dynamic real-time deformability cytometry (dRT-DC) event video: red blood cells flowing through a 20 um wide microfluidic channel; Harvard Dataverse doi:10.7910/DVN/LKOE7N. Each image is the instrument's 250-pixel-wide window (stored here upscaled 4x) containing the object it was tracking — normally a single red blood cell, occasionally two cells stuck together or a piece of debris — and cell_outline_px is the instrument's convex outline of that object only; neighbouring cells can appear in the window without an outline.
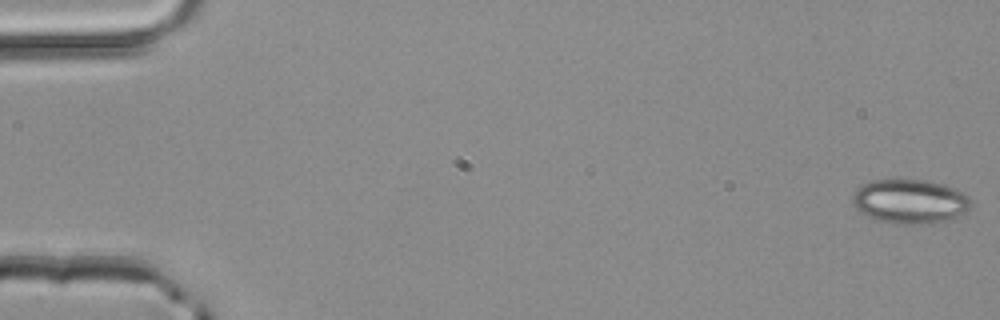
{"species": "common noctule bat (a hibernating species)", "species_latin": "Nyctalus noctula", "temperature_condition": "room temperature", "stored_images_in_passage": 4, "camera_frame_rate_fps": 3000, "um_per_image_px": 0.085, "animal": {"sex": "male", "body_mass_g": 20.4}, "frame": {"image": 1, "passage_image": 1, "time_ms": 0.0, "image_size_px": [1000, 320], "cell_outline_px": [[972, 204], [964, 212], [944, 220], [928, 224], [896, 224], [880, 220], [868, 216], [860, 212], [852, 204], [852, 196], [856, 188], [872, 180], [924, 180], [944, 184], [956, 188], [964, 192], [972, 200]], "centroid_in_image_um": [77.34, 17.11], "position_along_channel_um": 7.7, "area_um2": 30.46}}